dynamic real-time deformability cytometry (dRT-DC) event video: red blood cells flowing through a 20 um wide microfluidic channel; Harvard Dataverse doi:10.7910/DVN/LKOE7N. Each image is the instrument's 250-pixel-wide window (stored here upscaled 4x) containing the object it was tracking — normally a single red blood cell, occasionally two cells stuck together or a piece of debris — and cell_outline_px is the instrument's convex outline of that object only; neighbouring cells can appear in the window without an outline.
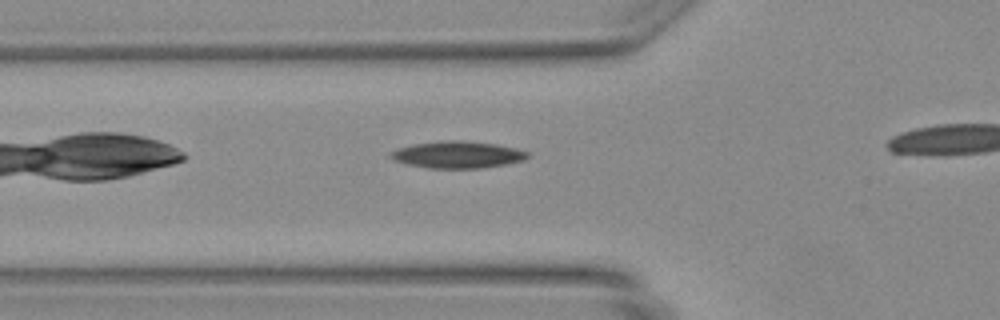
{"species": "Egyptian fruit bat (a non-hibernating species)", "species_latin": "Rousettus aegyptiacus", "temperature_condition": "warm", "stored_images_in_passage": 7, "camera_frame_rate_fps": 3000, "um_per_image_px": 0.085, "animal": {"sex": "female"}, "frame": {"image": 1, "passage_image": 3, "time_ms": 0.667, "image_size_px": [1000, 320], "cell_outline_px": [[528, 156], [524, 160], [484, 168], [428, 168], [408, 164], [396, 160], [388, 156], [388, 152], [400, 148], [416, 144], [440, 140], [464, 140], [496, 144], [516, 148], [528, 152]], "centroid_in_image_um": [38.9, 13.14], "position_along_channel_um": 86.9, "area_um2": 21.39}}
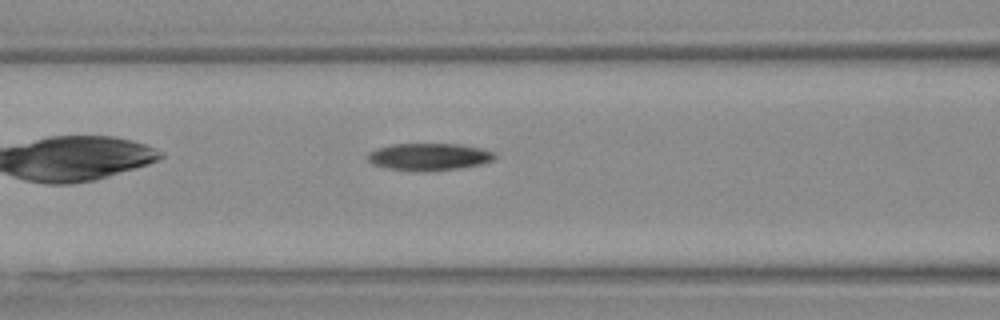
{"frame": {"image": 2, "passage_image": 6, "time_ms": 1.667, "image_size_px": [1000, 320], "cell_outline_px": [[496, 156], [492, 160], [480, 164], [456, 168], [424, 172], [416, 172], [388, 168], [372, 164], [368, 160], [368, 156], [376, 148], [392, 144], [456, 144], [480, 148], [492, 152]], "centroid_in_image_um": [36.42, 13.33], "position_along_channel_um": 130.2, "area_um2": 19.88}}